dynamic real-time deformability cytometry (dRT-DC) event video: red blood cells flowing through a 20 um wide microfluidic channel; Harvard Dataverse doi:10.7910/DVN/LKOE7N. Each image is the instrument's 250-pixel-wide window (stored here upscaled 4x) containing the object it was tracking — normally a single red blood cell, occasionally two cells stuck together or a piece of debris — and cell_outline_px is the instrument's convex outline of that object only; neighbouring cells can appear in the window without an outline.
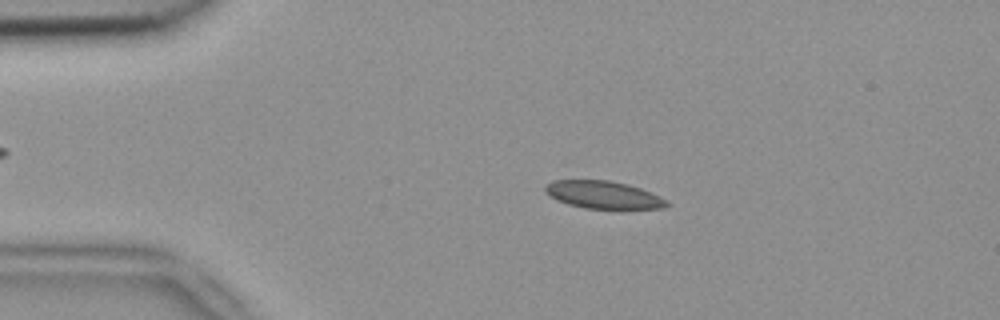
{"species": "common noctule bat (a hibernating species)", "species_latin": "Nyctalus noctula", "temperature_condition": "room temperature", "stored_images_in_passage": 4, "camera_frame_rate_fps": 3000, "um_per_image_px": 0.085, "animal": {"sex": "female", "body_mass_g": 18.4}, "frame": {"image": 1, "passage_image": 2, "time_ms": 0.333, "image_size_px": [1000, 320], "cell_outline_px": [[672, 204], [664, 208], [584, 208], [568, 204], [556, 200], [548, 196], [544, 192], [544, 188], [552, 180], [608, 180], [628, 184], [640, 188], [660, 196], [668, 200]], "centroid_in_image_um": [51.28, 16.55], "position_along_channel_um": 33.7, "area_um2": 19.59}}
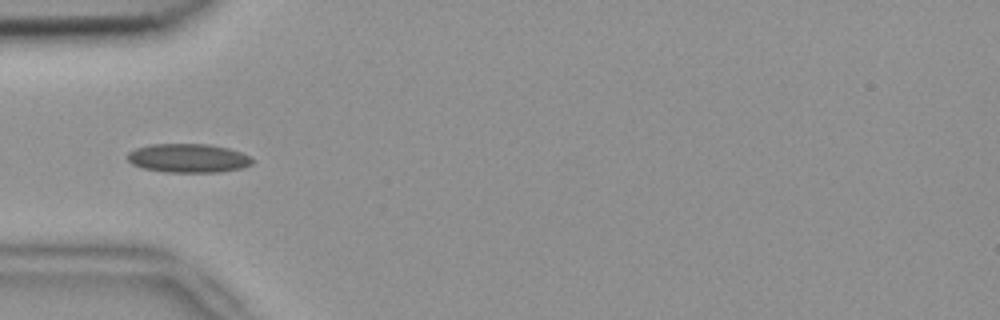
{"frame": {"image": 2, "passage_image": 4, "time_ms": 1.0, "image_size_px": [1000, 320], "cell_outline_px": [[256, 160], [252, 164], [244, 168], [220, 172], [164, 172], [140, 168], [132, 164], [128, 160], [128, 152], [136, 148], [148, 144], [208, 144], [228, 148], [252, 156]], "centroid_in_image_um": [16.03, 13.45], "position_along_channel_um": 69.0, "area_um2": 21.33}}